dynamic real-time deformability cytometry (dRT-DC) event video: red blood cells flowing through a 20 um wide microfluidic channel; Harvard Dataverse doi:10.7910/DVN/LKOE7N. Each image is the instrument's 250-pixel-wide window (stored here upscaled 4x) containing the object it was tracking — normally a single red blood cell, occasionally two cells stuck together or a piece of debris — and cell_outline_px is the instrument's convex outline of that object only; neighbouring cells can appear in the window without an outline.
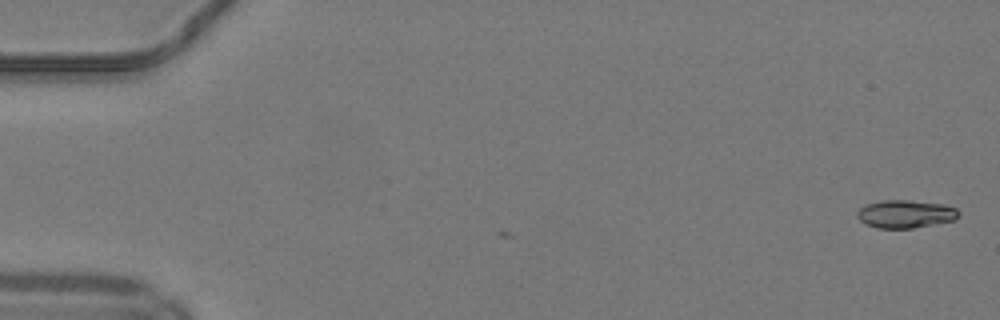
{"species": "common noctule bat (a hibernating species)", "species_latin": "Nyctalus noctula", "temperature_condition": "warm", "stored_images_in_passage": 2, "camera_frame_rate_fps": 3000, "um_per_image_px": 0.085, "animal": {"sex": "male", "body_mass_g": 19.2, "forearm_length_mm": 51.8}, "frame": {"image": 1, "passage_image": 2, "time_ms": 0.333, "image_size_px": [1000, 320], "cell_outline_px": [[960, 216], [956, 220], [912, 228], [876, 228], [860, 220], [856, 216], [856, 212], [860, 208], [868, 204], [884, 200], [908, 200], [944, 204], [956, 208], [960, 212]], "centroid_in_image_um": [77.01, 18.19], "position_along_channel_um": 8.0, "area_um2": 16.53}}